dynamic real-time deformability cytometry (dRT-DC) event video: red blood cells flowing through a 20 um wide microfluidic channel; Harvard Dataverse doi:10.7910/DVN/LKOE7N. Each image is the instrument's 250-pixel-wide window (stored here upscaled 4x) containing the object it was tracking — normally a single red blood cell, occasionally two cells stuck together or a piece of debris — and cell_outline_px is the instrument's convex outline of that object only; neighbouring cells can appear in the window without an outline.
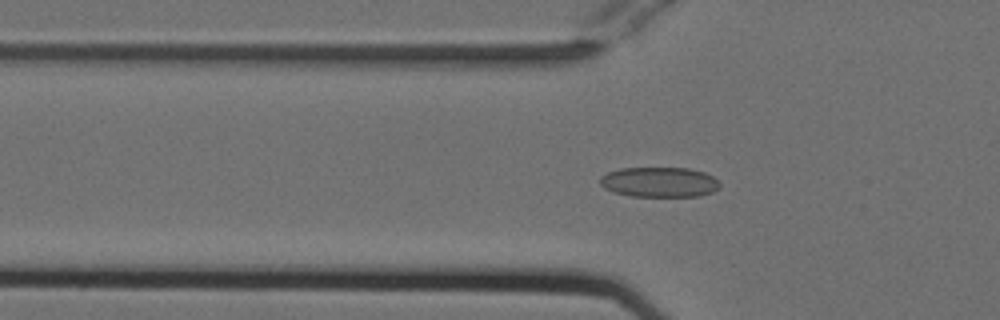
{"species": "Egyptian fruit bat (a non-hibernating species)", "species_latin": "Rousettus aegyptiacus", "temperature_condition": "cold", "stored_images_in_passage": 45, "camera_frame_rate_fps": 3000, "um_per_image_px": 0.085, "animal": {"sex": "female"}, "frame": {"image": 1, "passage_image": 9, "time_ms": 2.667, "image_size_px": [1000, 320], "cell_outline_px": [[720, 184], [712, 192], [700, 196], [632, 196], [616, 192], [604, 188], [600, 184], [600, 176], [608, 172], [620, 168], [688, 168], [704, 172], [712, 176]], "centroid_in_image_um": [56.02, 15.47], "position_along_channel_um": 69.8, "area_um2": 20.81}}
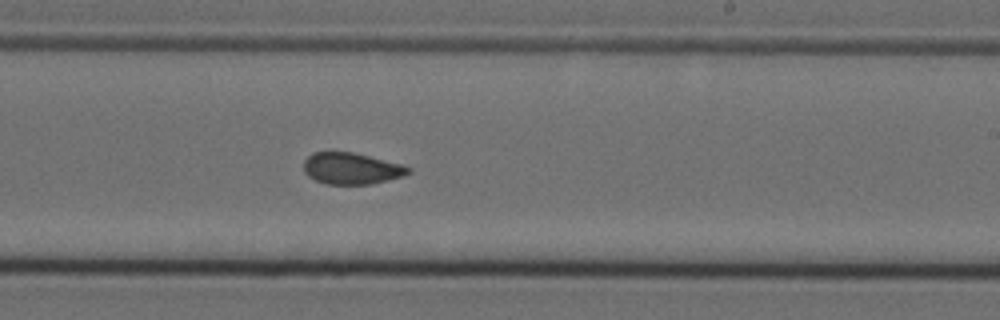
{"frame": {"image": 2, "passage_image": 24, "time_ms": 7.667, "image_size_px": [1000, 320], "cell_outline_px": [[412, 172], [404, 176], [372, 184], [328, 184], [316, 180], [308, 176], [304, 172], [304, 160], [312, 152], [352, 152], [404, 164], [412, 168]], "centroid_in_image_um": [29.91, 14.32], "position_along_channel_um": 259.1, "area_um2": 19.36}}
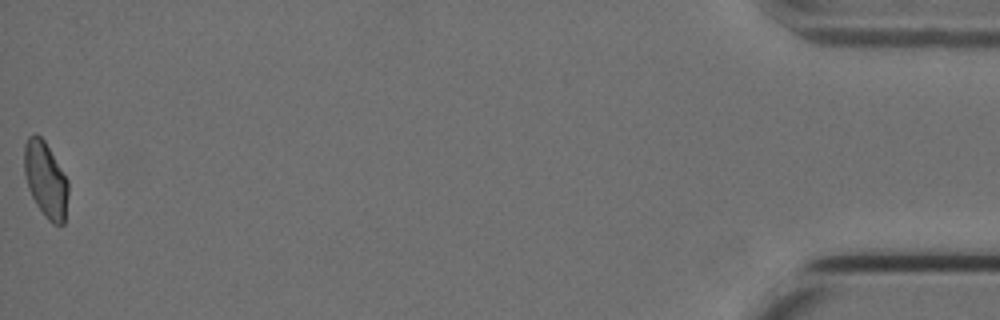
{"frame": {"image": 3, "passage_image": 45, "time_ms": 14.667, "image_size_px": [1000, 320], "cell_outline_px": [[68, 192], [64, 224], [52, 224], [44, 216], [36, 204], [28, 188], [24, 172], [24, 144], [28, 136], [36, 132], [44, 140], [68, 180]], "centroid_in_image_um": [3.86, 15.26], "position_along_channel_um": 431.3, "area_um2": 19.42}, "authors_computed_cell_mechanics": {"area_um2": 19.8832, "velocity_mm_per_s": 3.7884, "shape_relaxation_time_tau1_ms": null, "shape_relaxation_time_tau2_ms": 1.6976, "deformation_change_tau1": null, "deformation_change_tau2": 0.0558}}